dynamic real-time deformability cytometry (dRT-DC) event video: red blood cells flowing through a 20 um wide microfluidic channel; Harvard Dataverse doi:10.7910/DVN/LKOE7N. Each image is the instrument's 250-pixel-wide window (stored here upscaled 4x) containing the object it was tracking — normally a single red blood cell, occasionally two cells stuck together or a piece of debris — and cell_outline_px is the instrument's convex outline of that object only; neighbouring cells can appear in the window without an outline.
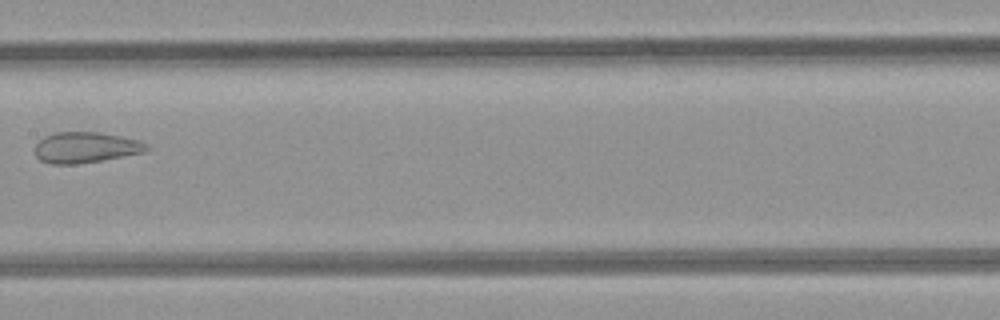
{"species": "common noctule bat (a hibernating species)", "species_latin": "Nyctalus noctula", "temperature_condition": "room temperature", "stored_images_in_passage": 7, "camera_frame_rate_fps": 3000, "um_per_image_px": 0.085, "animal": {"sex": "female", "body_mass_g": 21.9}, "frame": {"image": 1, "passage_image": 7, "time_ms": 6.667, "image_size_px": [1000, 320], "cell_outline_px": [[148, 148], [144, 152], [104, 160], [76, 164], [48, 164], [40, 160], [36, 156], [36, 144], [44, 136], [56, 132], [100, 132], [120, 136], [136, 140], [148, 144]], "centroid_in_image_um": [7.25, 12.54], "position_along_channel_um": 200.1, "area_um2": 20.0}}